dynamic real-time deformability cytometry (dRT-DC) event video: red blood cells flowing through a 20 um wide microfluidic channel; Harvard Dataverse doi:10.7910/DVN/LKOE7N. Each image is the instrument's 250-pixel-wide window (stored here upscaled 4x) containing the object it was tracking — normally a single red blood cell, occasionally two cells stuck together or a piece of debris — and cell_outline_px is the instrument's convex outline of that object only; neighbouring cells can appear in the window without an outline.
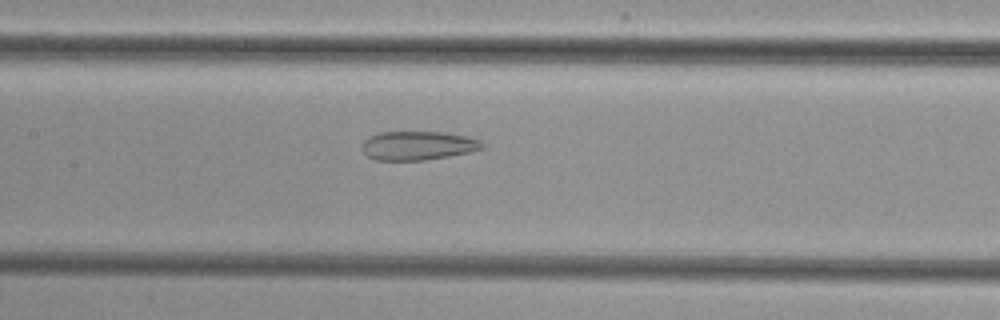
{"species": "common noctule bat (a hibernating species)", "species_latin": "Nyctalus noctula", "temperature_condition": "cold", "stored_images_in_passage": 40, "camera_frame_rate_fps": 3000, "um_per_image_px": 0.085, "animal": {"sex": "female", "body_mass_g": 29.2, "forearm_length_mm": 56.3}, "frame": {"image": 1, "passage_image": 19, "time_ms": 6.0, "image_size_px": [1000, 320], "cell_outline_px": [[484, 148], [468, 152], [448, 156], [424, 160], [376, 160], [368, 156], [364, 152], [364, 140], [368, 136], [380, 132], [444, 132], [468, 136], [480, 140], [484, 144]], "centroid_in_image_um": [35.55, 12.36], "position_along_channel_um": 171.9, "area_um2": 20.11}}
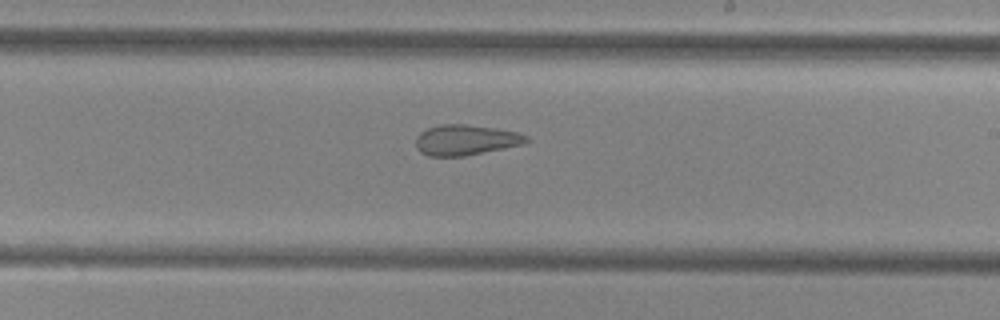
{"frame": {"image": 2, "passage_image": 25, "time_ms": 8.0, "image_size_px": [1000, 320], "cell_outline_px": [[532, 140], [524, 144], [464, 156], [428, 156], [420, 152], [416, 148], [416, 136], [420, 132], [428, 128], [440, 124], [468, 124], [496, 128], [520, 132], [528, 136]], "centroid_in_image_um": [39.61, 11.89], "position_along_channel_um": 249.4, "area_um2": 19.88}}
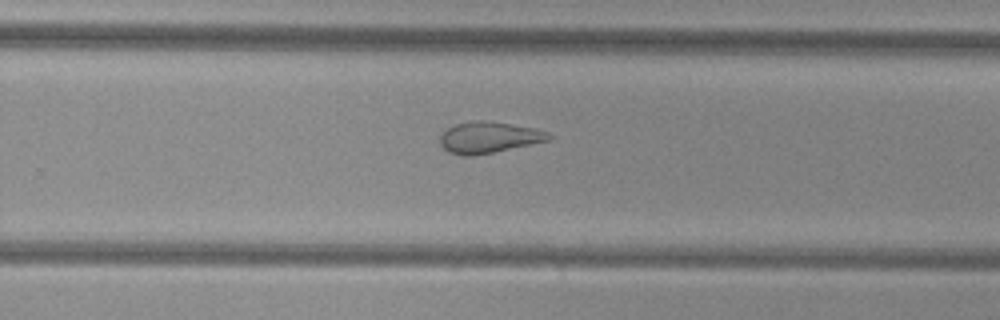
{"frame": {"image": 3, "passage_image": 28, "time_ms": 9.0, "image_size_px": [1000, 320], "cell_outline_px": [[556, 136], [552, 140], [472, 156], [464, 156], [448, 152], [440, 144], [440, 136], [448, 128], [456, 124], [472, 120], [484, 120], [512, 124], [536, 128], [548, 132]], "centroid_in_image_um": [41.6, 11.67], "position_along_channel_um": 288.2, "area_um2": 19.94}}